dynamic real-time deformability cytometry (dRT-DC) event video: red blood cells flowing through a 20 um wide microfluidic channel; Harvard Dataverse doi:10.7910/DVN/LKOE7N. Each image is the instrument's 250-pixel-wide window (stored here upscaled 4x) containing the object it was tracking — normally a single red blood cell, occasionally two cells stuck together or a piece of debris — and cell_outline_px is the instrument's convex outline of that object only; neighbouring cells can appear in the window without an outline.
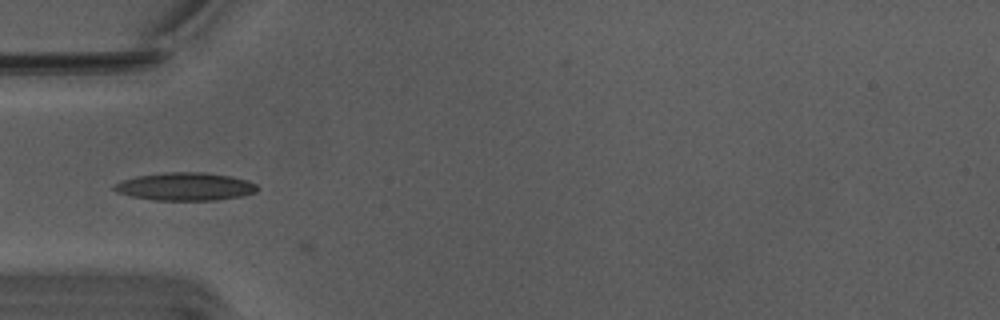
{"species": "Egyptian fruit bat (a non-hibernating species)", "species_latin": "Rousettus aegyptiacus", "temperature_condition": "warm", "stored_images_in_passage": 6, "camera_frame_rate_fps": 3000, "um_per_image_px": 0.085, "animal": {"sex": "male"}, "frame": {"image": 1, "passage_image": 3, "time_ms": 0.667, "image_size_px": [1000, 320], "cell_outline_px": [[260, 188], [256, 192], [244, 196], [216, 200], [156, 200], [132, 196], [116, 192], [112, 188], [112, 184], [136, 176], [164, 172], [204, 172], [232, 176], [248, 180], [256, 184]], "centroid_in_image_um": [15.78, 15.85], "position_along_channel_um": 69.2, "area_um2": 23.52}}